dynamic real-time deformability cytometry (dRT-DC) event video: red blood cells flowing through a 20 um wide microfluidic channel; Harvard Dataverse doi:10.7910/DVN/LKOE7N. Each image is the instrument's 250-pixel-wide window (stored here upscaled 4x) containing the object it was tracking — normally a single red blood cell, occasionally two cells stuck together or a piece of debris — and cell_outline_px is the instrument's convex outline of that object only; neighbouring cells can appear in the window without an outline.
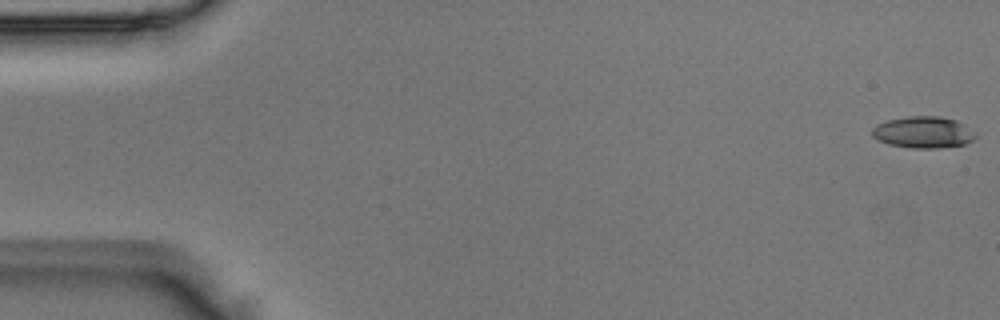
{"species": "Egyptian fruit bat (a non-hibernating species)", "species_latin": "Rousettus aegyptiacus", "temperature_condition": "room temperature", "stored_images_in_passage": 50, "camera_frame_rate_fps": 3000, "um_per_image_px": 0.085, "animal": {"sex": "male"}, "frame": {"image": 1, "passage_image": 1, "time_ms": 0.0, "image_size_px": [1000, 320], "cell_outline_px": [[976, 136], [972, 140], [964, 144], [940, 148], [912, 148], [888, 144], [872, 136], [872, 128], [876, 124], [888, 120], [908, 116], [940, 116], [956, 120], [964, 124], [976, 132]], "centroid_in_image_um": [78.49, 11.24], "position_along_channel_um": 6.5, "area_um2": 19.07}}
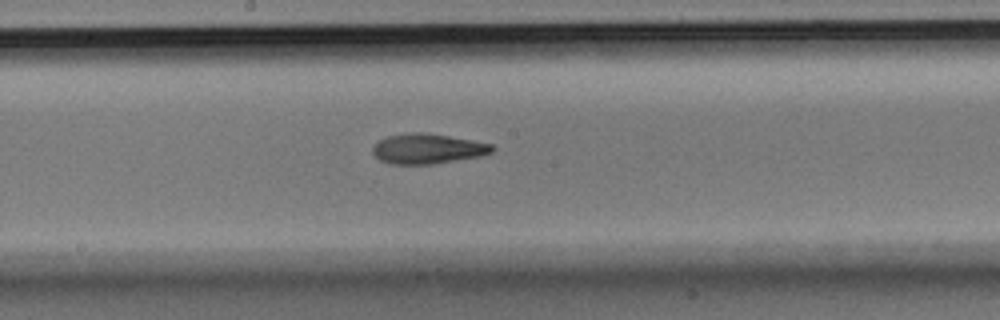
{"frame": {"image": 2, "passage_image": 27, "time_ms": 8.667, "image_size_px": [1000, 320], "cell_outline_px": [[496, 148], [492, 152], [480, 156], [432, 164], [388, 164], [380, 160], [372, 152], [372, 148], [380, 140], [388, 136], [404, 132], [420, 132], [448, 136], [472, 140], [492, 144]], "centroid_in_image_um": [36.34, 12.64], "position_along_channel_um": 211.9, "area_um2": 20.87}}
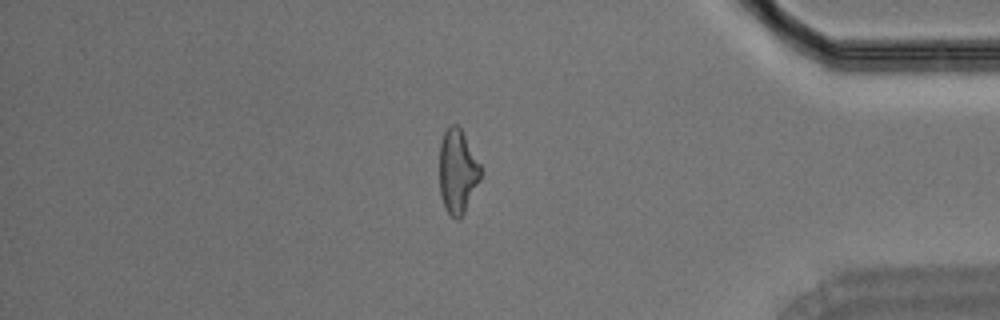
{"frame": {"image": 3, "passage_image": 43, "time_ms": 14.0, "image_size_px": [1000, 320], "cell_outline_px": [[484, 168], [480, 180], [464, 212], [456, 220], [448, 212], [440, 196], [440, 140], [444, 132], [452, 124], [456, 124], [460, 128]], "centroid_in_image_um": [38.92, 14.54], "position_along_channel_um": 396.3, "area_um2": 20.23}}